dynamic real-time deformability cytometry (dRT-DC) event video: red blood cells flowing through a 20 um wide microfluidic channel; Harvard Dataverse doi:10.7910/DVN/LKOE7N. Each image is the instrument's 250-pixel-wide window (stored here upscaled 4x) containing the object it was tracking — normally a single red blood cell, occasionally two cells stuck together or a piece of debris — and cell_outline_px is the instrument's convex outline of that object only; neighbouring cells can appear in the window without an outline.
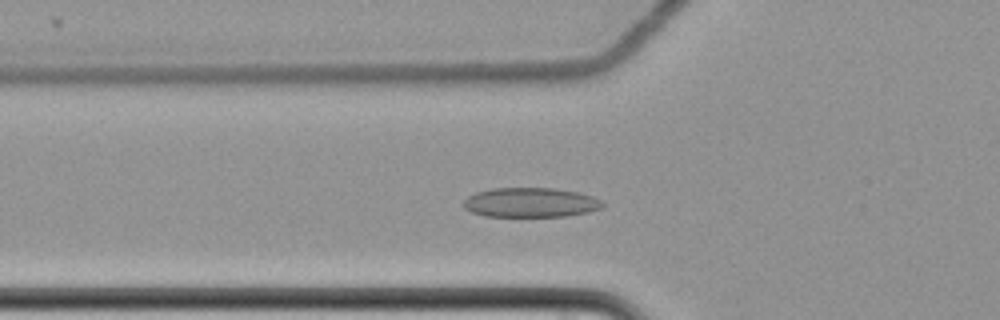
{"species": "common noctule bat (a hibernating species)", "species_latin": "Nyctalus noctula", "temperature_condition": "cold", "stored_images_in_passage": 43, "camera_frame_rate_fps": 3000, "um_per_image_px": 0.085, "animal": {"sex": "female", "body_mass_g": 22.7, "forearm_length_mm": 54.2}, "frame": {"image": 1, "passage_image": 21, "time_ms": 6.667, "image_size_px": [1000, 320], "cell_outline_px": [[604, 204], [600, 208], [588, 212], [568, 216], [484, 216], [472, 212], [464, 208], [464, 200], [468, 196], [476, 192], [492, 188], [556, 188], [576, 192], [592, 196], [600, 200]], "centroid_in_image_um": [45.08, 17.21], "position_along_channel_um": 80.7, "area_um2": 23.87}}
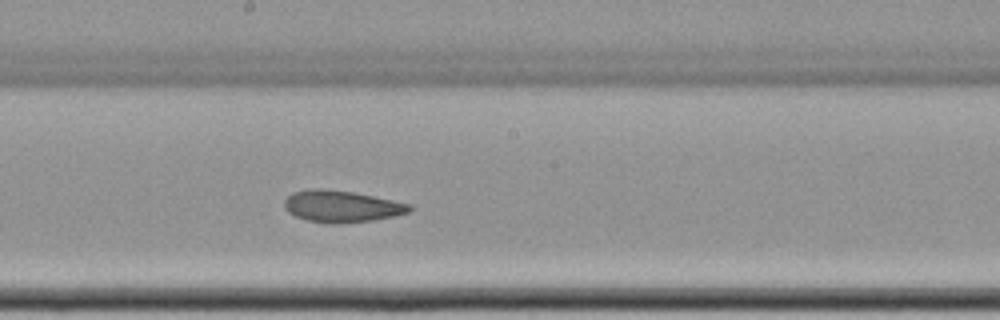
{"frame": {"image": 2, "passage_image": 33, "time_ms": 10.667, "image_size_px": [1000, 320], "cell_outline_px": [[412, 208], [408, 212], [392, 216], [372, 220], [336, 224], [332, 224], [308, 220], [296, 216], [288, 212], [284, 208], [284, 200], [292, 192], [312, 188], [324, 188], [352, 192], [412, 204]], "centroid_in_image_um": [28.99, 17.53], "position_along_channel_um": 219.2, "area_um2": 23.0}}
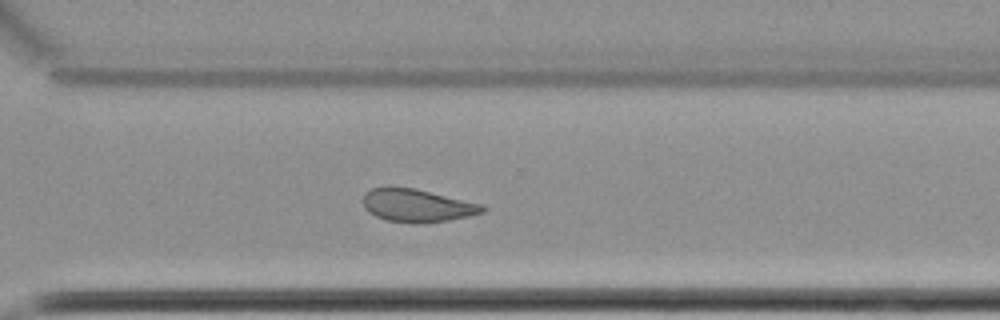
{"frame": {"image": 3, "passage_image": 43, "time_ms": 14.0, "image_size_px": [1000, 320], "cell_outline_px": [[488, 208], [484, 212], [468, 216], [448, 220], [424, 224], [412, 224], [388, 220], [376, 216], [368, 212], [364, 208], [364, 192], [372, 188], [416, 188], [484, 204]], "centroid_in_image_um": [35.51, 17.48], "position_along_channel_um": 335.1, "area_um2": 23.06}}